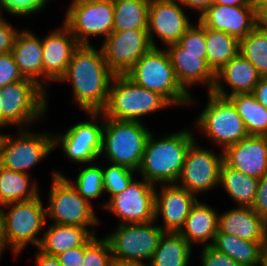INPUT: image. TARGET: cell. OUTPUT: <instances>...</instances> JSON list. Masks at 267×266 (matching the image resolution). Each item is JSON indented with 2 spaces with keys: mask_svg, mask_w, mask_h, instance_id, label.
Masks as SVG:
<instances>
[{
  "mask_svg": "<svg viewBox=\"0 0 267 266\" xmlns=\"http://www.w3.org/2000/svg\"><path fill=\"white\" fill-rule=\"evenodd\" d=\"M113 76L102 49L96 50L91 43L79 45L58 82H71L73 103L85 113H101L107 105Z\"/></svg>",
  "mask_w": 267,
  "mask_h": 266,
  "instance_id": "1",
  "label": "cell"
},
{
  "mask_svg": "<svg viewBox=\"0 0 267 266\" xmlns=\"http://www.w3.org/2000/svg\"><path fill=\"white\" fill-rule=\"evenodd\" d=\"M191 129L156 138L151 132L137 172L154 185L176 183L190 145L196 140Z\"/></svg>",
  "mask_w": 267,
  "mask_h": 266,
  "instance_id": "2",
  "label": "cell"
},
{
  "mask_svg": "<svg viewBox=\"0 0 267 266\" xmlns=\"http://www.w3.org/2000/svg\"><path fill=\"white\" fill-rule=\"evenodd\" d=\"M126 76L136 85L159 93L172 106L193 105L191 103L195 101L177 81L166 49L153 47L140 57Z\"/></svg>",
  "mask_w": 267,
  "mask_h": 266,
  "instance_id": "3",
  "label": "cell"
},
{
  "mask_svg": "<svg viewBox=\"0 0 267 266\" xmlns=\"http://www.w3.org/2000/svg\"><path fill=\"white\" fill-rule=\"evenodd\" d=\"M142 121L104 117L100 156L112 164L138 170L147 139L151 133Z\"/></svg>",
  "mask_w": 267,
  "mask_h": 266,
  "instance_id": "4",
  "label": "cell"
},
{
  "mask_svg": "<svg viewBox=\"0 0 267 266\" xmlns=\"http://www.w3.org/2000/svg\"><path fill=\"white\" fill-rule=\"evenodd\" d=\"M171 106L162 95L136 85L126 75H114L101 113L106 118L141 121L146 115Z\"/></svg>",
  "mask_w": 267,
  "mask_h": 266,
  "instance_id": "5",
  "label": "cell"
},
{
  "mask_svg": "<svg viewBox=\"0 0 267 266\" xmlns=\"http://www.w3.org/2000/svg\"><path fill=\"white\" fill-rule=\"evenodd\" d=\"M47 92L34 80L23 78L0 89V118L8 126L30 128L45 118Z\"/></svg>",
  "mask_w": 267,
  "mask_h": 266,
  "instance_id": "6",
  "label": "cell"
},
{
  "mask_svg": "<svg viewBox=\"0 0 267 266\" xmlns=\"http://www.w3.org/2000/svg\"><path fill=\"white\" fill-rule=\"evenodd\" d=\"M2 207L6 244L13 255L22 253L29 243L38 248L42 238L37 236L47 225L46 208L40 195L32 200L11 202Z\"/></svg>",
  "mask_w": 267,
  "mask_h": 266,
  "instance_id": "7",
  "label": "cell"
},
{
  "mask_svg": "<svg viewBox=\"0 0 267 266\" xmlns=\"http://www.w3.org/2000/svg\"><path fill=\"white\" fill-rule=\"evenodd\" d=\"M51 188L49 189L46 220L55 224L79 226H99V218L93 205L83 198L68 178L59 171L52 172Z\"/></svg>",
  "mask_w": 267,
  "mask_h": 266,
  "instance_id": "8",
  "label": "cell"
},
{
  "mask_svg": "<svg viewBox=\"0 0 267 266\" xmlns=\"http://www.w3.org/2000/svg\"><path fill=\"white\" fill-rule=\"evenodd\" d=\"M208 103L196 119V128L203 136L221 146L223 151L230 145L249 136L242 118L229 98L208 92Z\"/></svg>",
  "mask_w": 267,
  "mask_h": 266,
  "instance_id": "9",
  "label": "cell"
},
{
  "mask_svg": "<svg viewBox=\"0 0 267 266\" xmlns=\"http://www.w3.org/2000/svg\"><path fill=\"white\" fill-rule=\"evenodd\" d=\"M32 129H19L16 136L4 134L0 148V165L23 174L38 165L55 150L53 133H34Z\"/></svg>",
  "mask_w": 267,
  "mask_h": 266,
  "instance_id": "10",
  "label": "cell"
},
{
  "mask_svg": "<svg viewBox=\"0 0 267 266\" xmlns=\"http://www.w3.org/2000/svg\"><path fill=\"white\" fill-rule=\"evenodd\" d=\"M63 24L80 45H90L89 38L113 32V0H75L67 8Z\"/></svg>",
  "mask_w": 267,
  "mask_h": 266,
  "instance_id": "11",
  "label": "cell"
},
{
  "mask_svg": "<svg viewBox=\"0 0 267 266\" xmlns=\"http://www.w3.org/2000/svg\"><path fill=\"white\" fill-rule=\"evenodd\" d=\"M156 221L136 224H118L114 232L104 236L111 247L113 259L141 262L151 260L164 231Z\"/></svg>",
  "mask_w": 267,
  "mask_h": 266,
  "instance_id": "12",
  "label": "cell"
},
{
  "mask_svg": "<svg viewBox=\"0 0 267 266\" xmlns=\"http://www.w3.org/2000/svg\"><path fill=\"white\" fill-rule=\"evenodd\" d=\"M86 114L90 117L88 121L76 123L64 134L53 133V138L54 148L61 147L69 160L89 165L97 162L100 156L104 115L102 113Z\"/></svg>",
  "mask_w": 267,
  "mask_h": 266,
  "instance_id": "13",
  "label": "cell"
},
{
  "mask_svg": "<svg viewBox=\"0 0 267 266\" xmlns=\"http://www.w3.org/2000/svg\"><path fill=\"white\" fill-rule=\"evenodd\" d=\"M215 153L194 141L187 150L176 184L196 196L219 186L223 152Z\"/></svg>",
  "mask_w": 267,
  "mask_h": 266,
  "instance_id": "14",
  "label": "cell"
},
{
  "mask_svg": "<svg viewBox=\"0 0 267 266\" xmlns=\"http://www.w3.org/2000/svg\"><path fill=\"white\" fill-rule=\"evenodd\" d=\"M156 185L132 180L128 187L103 203V208L120 219L119 224L146 223L155 220Z\"/></svg>",
  "mask_w": 267,
  "mask_h": 266,
  "instance_id": "15",
  "label": "cell"
},
{
  "mask_svg": "<svg viewBox=\"0 0 267 266\" xmlns=\"http://www.w3.org/2000/svg\"><path fill=\"white\" fill-rule=\"evenodd\" d=\"M100 47L114 75H126L140 57L153 48L148 31L138 29L113 31Z\"/></svg>",
  "mask_w": 267,
  "mask_h": 266,
  "instance_id": "16",
  "label": "cell"
},
{
  "mask_svg": "<svg viewBox=\"0 0 267 266\" xmlns=\"http://www.w3.org/2000/svg\"><path fill=\"white\" fill-rule=\"evenodd\" d=\"M179 0H150L148 10L149 38L154 48V35L165 45L176 44L193 25Z\"/></svg>",
  "mask_w": 267,
  "mask_h": 266,
  "instance_id": "17",
  "label": "cell"
},
{
  "mask_svg": "<svg viewBox=\"0 0 267 266\" xmlns=\"http://www.w3.org/2000/svg\"><path fill=\"white\" fill-rule=\"evenodd\" d=\"M161 191L155 190V220L162 216L164 232L179 233L183 228L191 208L198 201L195 194L176 183L161 184Z\"/></svg>",
  "mask_w": 267,
  "mask_h": 266,
  "instance_id": "18",
  "label": "cell"
},
{
  "mask_svg": "<svg viewBox=\"0 0 267 266\" xmlns=\"http://www.w3.org/2000/svg\"><path fill=\"white\" fill-rule=\"evenodd\" d=\"M53 30L42 39L43 89L47 92V80L58 82L65 74L78 41L64 25Z\"/></svg>",
  "mask_w": 267,
  "mask_h": 266,
  "instance_id": "19",
  "label": "cell"
},
{
  "mask_svg": "<svg viewBox=\"0 0 267 266\" xmlns=\"http://www.w3.org/2000/svg\"><path fill=\"white\" fill-rule=\"evenodd\" d=\"M198 21L207 28L223 31L240 41L257 26L256 9L251 6H225L212 3L198 17Z\"/></svg>",
  "mask_w": 267,
  "mask_h": 266,
  "instance_id": "20",
  "label": "cell"
},
{
  "mask_svg": "<svg viewBox=\"0 0 267 266\" xmlns=\"http://www.w3.org/2000/svg\"><path fill=\"white\" fill-rule=\"evenodd\" d=\"M223 162L260 179L267 172V136L249 135L223 151Z\"/></svg>",
  "mask_w": 267,
  "mask_h": 266,
  "instance_id": "21",
  "label": "cell"
},
{
  "mask_svg": "<svg viewBox=\"0 0 267 266\" xmlns=\"http://www.w3.org/2000/svg\"><path fill=\"white\" fill-rule=\"evenodd\" d=\"M170 56L175 76L181 87L188 92V88L196 84L204 85L207 92H211L215 83V73L202 59V54L183 53V49L176 43L165 48ZM188 87V88H187Z\"/></svg>",
  "mask_w": 267,
  "mask_h": 266,
  "instance_id": "22",
  "label": "cell"
},
{
  "mask_svg": "<svg viewBox=\"0 0 267 266\" xmlns=\"http://www.w3.org/2000/svg\"><path fill=\"white\" fill-rule=\"evenodd\" d=\"M260 78L257 69L238 53L215 73V83L211 92L226 98L237 93H252ZM225 83L231 88L230 93L224 88Z\"/></svg>",
  "mask_w": 267,
  "mask_h": 266,
  "instance_id": "23",
  "label": "cell"
},
{
  "mask_svg": "<svg viewBox=\"0 0 267 266\" xmlns=\"http://www.w3.org/2000/svg\"><path fill=\"white\" fill-rule=\"evenodd\" d=\"M218 231L237 238L267 242V222L251 207H234L218 215Z\"/></svg>",
  "mask_w": 267,
  "mask_h": 266,
  "instance_id": "24",
  "label": "cell"
},
{
  "mask_svg": "<svg viewBox=\"0 0 267 266\" xmlns=\"http://www.w3.org/2000/svg\"><path fill=\"white\" fill-rule=\"evenodd\" d=\"M11 53L22 76L43 88L42 39L30 30L19 31Z\"/></svg>",
  "mask_w": 267,
  "mask_h": 266,
  "instance_id": "25",
  "label": "cell"
},
{
  "mask_svg": "<svg viewBox=\"0 0 267 266\" xmlns=\"http://www.w3.org/2000/svg\"><path fill=\"white\" fill-rule=\"evenodd\" d=\"M218 215L215 208L197 201L179 233L191 246L195 243L202 247L212 245L218 232Z\"/></svg>",
  "mask_w": 267,
  "mask_h": 266,
  "instance_id": "26",
  "label": "cell"
},
{
  "mask_svg": "<svg viewBox=\"0 0 267 266\" xmlns=\"http://www.w3.org/2000/svg\"><path fill=\"white\" fill-rule=\"evenodd\" d=\"M48 228V229H46ZM44 229L38 249L45 254L56 256L69 249L84 246L94 235L95 228H84L52 223Z\"/></svg>",
  "mask_w": 267,
  "mask_h": 266,
  "instance_id": "27",
  "label": "cell"
},
{
  "mask_svg": "<svg viewBox=\"0 0 267 266\" xmlns=\"http://www.w3.org/2000/svg\"><path fill=\"white\" fill-rule=\"evenodd\" d=\"M212 246L228 255L240 266H259L267 250V242L247 241L219 231Z\"/></svg>",
  "mask_w": 267,
  "mask_h": 266,
  "instance_id": "28",
  "label": "cell"
},
{
  "mask_svg": "<svg viewBox=\"0 0 267 266\" xmlns=\"http://www.w3.org/2000/svg\"><path fill=\"white\" fill-rule=\"evenodd\" d=\"M192 246L180 233L164 232L148 266H188Z\"/></svg>",
  "mask_w": 267,
  "mask_h": 266,
  "instance_id": "29",
  "label": "cell"
},
{
  "mask_svg": "<svg viewBox=\"0 0 267 266\" xmlns=\"http://www.w3.org/2000/svg\"><path fill=\"white\" fill-rule=\"evenodd\" d=\"M259 179L241 173L224 162L220 169V183L231 199L237 203L236 206L252 207Z\"/></svg>",
  "mask_w": 267,
  "mask_h": 266,
  "instance_id": "30",
  "label": "cell"
},
{
  "mask_svg": "<svg viewBox=\"0 0 267 266\" xmlns=\"http://www.w3.org/2000/svg\"><path fill=\"white\" fill-rule=\"evenodd\" d=\"M207 63L214 73L229 63L240 51V41L223 31L205 26Z\"/></svg>",
  "mask_w": 267,
  "mask_h": 266,
  "instance_id": "31",
  "label": "cell"
},
{
  "mask_svg": "<svg viewBox=\"0 0 267 266\" xmlns=\"http://www.w3.org/2000/svg\"><path fill=\"white\" fill-rule=\"evenodd\" d=\"M30 182V174L12 171L0 165V206L38 197L37 183Z\"/></svg>",
  "mask_w": 267,
  "mask_h": 266,
  "instance_id": "32",
  "label": "cell"
},
{
  "mask_svg": "<svg viewBox=\"0 0 267 266\" xmlns=\"http://www.w3.org/2000/svg\"><path fill=\"white\" fill-rule=\"evenodd\" d=\"M228 98L236 107L249 135L267 136V109L252 93H237Z\"/></svg>",
  "mask_w": 267,
  "mask_h": 266,
  "instance_id": "33",
  "label": "cell"
},
{
  "mask_svg": "<svg viewBox=\"0 0 267 266\" xmlns=\"http://www.w3.org/2000/svg\"><path fill=\"white\" fill-rule=\"evenodd\" d=\"M150 0H113V31L147 30Z\"/></svg>",
  "mask_w": 267,
  "mask_h": 266,
  "instance_id": "34",
  "label": "cell"
},
{
  "mask_svg": "<svg viewBox=\"0 0 267 266\" xmlns=\"http://www.w3.org/2000/svg\"><path fill=\"white\" fill-rule=\"evenodd\" d=\"M258 71L261 77H267V27H255L240 40V51Z\"/></svg>",
  "mask_w": 267,
  "mask_h": 266,
  "instance_id": "35",
  "label": "cell"
},
{
  "mask_svg": "<svg viewBox=\"0 0 267 266\" xmlns=\"http://www.w3.org/2000/svg\"><path fill=\"white\" fill-rule=\"evenodd\" d=\"M75 179L73 182L69 180L70 183L90 203H92L91 200H95L104 194L102 166L95 164L86 166Z\"/></svg>",
  "mask_w": 267,
  "mask_h": 266,
  "instance_id": "36",
  "label": "cell"
},
{
  "mask_svg": "<svg viewBox=\"0 0 267 266\" xmlns=\"http://www.w3.org/2000/svg\"><path fill=\"white\" fill-rule=\"evenodd\" d=\"M103 171L104 193L109 194V198L124 191L134 179L133 175L136 170L123 165L112 164Z\"/></svg>",
  "mask_w": 267,
  "mask_h": 266,
  "instance_id": "37",
  "label": "cell"
},
{
  "mask_svg": "<svg viewBox=\"0 0 267 266\" xmlns=\"http://www.w3.org/2000/svg\"><path fill=\"white\" fill-rule=\"evenodd\" d=\"M113 261L111 247L108 240L98 239L94 235L85 244V253L82 266H111Z\"/></svg>",
  "mask_w": 267,
  "mask_h": 266,
  "instance_id": "38",
  "label": "cell"
},
{
  "mask_svg": "<svg viewBox=\"0 0 267 266\" xmlns=\"http://www.w3.org/2000/svg\"><path fill=\"white\" fill-rule=\"evenodd\" d=\"M177 44L183 49V53L202 54V59H207L205 26L199 21L180 37Z\"/></svg>",
  "mask_w": 267,
  "mask_h": 266,
  "instance_id": "39",
  "label": "cell"
},
{
  "mask_svg": "<svg viewBox=\"0 0 267 266\" xmlns=\"http://www.w3.org/2000/svg\"><path fill=\"white\" fill-rule=\"evenodd\" d=\"M48 0H0V14L2 9L7 13L15 16H30L35 15L45 5H48ZM34 13V14H33Z\"/></svg>",
  "mask_w": 267,
  "mask_h": 266,
  "instance_id": "40",
  "label": "cell"
},
{
  "mask_svg": "<svg viewBox=\"0 0 267 266\" xmlns=\"http://www.w3.org/2000/svg\"><path fill=\"white\" fill-rule=\"evenodd\" d=\"M23 78L13 54L11 52L0 54V89Z\"/></svg>",
  "mask_w": 267,
  "mask_h": 266,
  "instance_id": "41",
  "label": "cell"
},
{
  "mask_svg": "<svg viewBox=\"0 0 267 266\" xmlns=\"http://www.w3.org/2000/svg\"><path fill=\"white\" fill-rule=\"evenodd\" d=\"M200 254L202 266H240L235 260L212 245L202 247Z\"/></svg>",
  "mask_w": 267,
  "mask_h": 266,
  "instance_id": "42",
  "label": "cell"
},
{
  "mask_svg": "<svg viewBox=\"0 0 267 266\" xmlns=\"http://www.w3.org/2000/svg\"><path fill=\"white\" fill-rule=\"evenodd\" d=\"M251 208L267 222V172L258 181L255 200Z\"/></svg>",
  "mask_w": 267,
  "mask_h": 266,
  "instance_id": "43",
  "label": "cell"
},
{
  "mask_svg": "<svg viewBox=\"0 0 267 266\" xmlns=\"http://www.w3.org/2000/svg\"><path fill=\"white\" fill-rule=\"evenodd\" d=\"M19 30L0 17V54L11 52Z\"/></svg>",
  "mask_w": 267,
  "mask_h": 266,
  "instance_id": "44",
  "label": "cell"
},
{
  "mask_svg": "<svg viewBox=\"0 0 267 266\" xmlns=\"http://www.w3.org/2000/svg\"><path fill=\"white\" fill-rule=\"evenodd\" d=\"M85 253V245L69 249L56 255L61 266H82Z\"/></svg>",
  "mask_w": 267,
  "mask_h": 266,
  "instance_id": "45",
  "label": "cell"
},
{
  "mask_svg": "<svg viewBox=\"0 0 267 266\" xmlns=\"http://www.w3.org/2000/svg\"><path fill=\"white\" fill-rule=\"evenodd\" d=\"M252 94L267 109V77H261Z\"/></svg>",
  "mask_w": 267,
  "mask_h": 266,
  "instance_id": "46",
  "label": "cell"
},
{
  "mask_svg": "<svg viewBox=\"0 0 267 266\" xmlns=\"http://www.w3.org/2000/svg\"><path fill=\"white\" fill-rule=\"evenodd\" d=\"M183 7L194 9L199 11L201 16L208 7L213 3V0H179Z\"/></svg>",
  "mask_w": 267,
  "mask_h": 266,
  "instance_id": "47",
  "label": "cell"
},
{
  "mask_svg": "<svg viewBox=\"0 0 267 266\" xmlns=\"http://www.w3.org/2000/svg\"><path fill=\"white\" fill-rule=\"evenodd\" d=\"M35 257V266H61L56 256L45 254L39 249Z\"/></svg>",
  "mask_w": 267,
  "mask_h": 266,
  "instance_id": "48",
  "label": "cell"
},
{
  "mask_svg": "<svg viewBox=\"0 0 267 266\" xmlns=\"http://www.w3.org/2000/svg\"><path fill=\"white\" fill-rule=\"evenodd\" d=\"M257 27H267V2L256 10Z\"/></svg>",
  "mask_w": 267,
  "mask_h": 266,
  "instance_id": "49",
  "label": "cell"
},
{
  "mask_svg": "<svg viewBox=\"0 0 267 266\" xmlns=\"http://www.w3.org/2000/svg\"><path fill=\"white\" fill-rule=\"evenodd\" d=\"M5 248H9L6 244L5 234H4V223H3V215L1 212V206H0V256L2 252L5 250Z\"/></svg>",
  "mask_w": 267,
  "mask_h": 266,
  "instance_id": "50",
  "label": "cell"
},
{
  "mask_svg": "<svg viewBox=\"0 0 267 266\" xmlns=\"http://www.w3.org/2000/svg\"><path fill=\"white\" fill-rule=\"evenodd\" d=\"M213 3L225 6H249L247 0H213Z\"/></svg>",
  "mask_w": 267,
  "mask_h": 266,
  "instance_id": "51",
  "label": "cell"
},
{
  "mask_svg": "<svg viewBox=\"0 0 267 266\" xmlns=\"http://www.w3.org/2000/svg\"><path fill=\"white\" fill-rule=\"evenodd\" d=\"M111 266H148V265L141 262L119 261L113 259Z\"/></svg>",
  "mask_w": 267,
  "mask_h": 266,
  "instance_id": "52",
  "label": "cell"
},
{
  "mask_svg": "<svg viewBox=\"0 0 267 266\" xmlns=\"http://www.w3.org/2000/svg\"><path fill=\"white\" fill-rule=\"evenodd\" d=\"M248 5L254 9H258L262 4H265L267 0H247Z\"/></svg>",
  "mask_w": 267,
  "mask_h": 266,
  "instance_id": "53",
  "label": "cell"
},
{
  "mask_svg": "<svg viewBox=\"0 0 267 266\" xmlns=\"http://www.w3.org/2000/svg\"><path fill=\"white\" fill-rule=\"evenodd\" d=\"M259 266H267V250L266 252L263 254V257H262V260H261V263Z\"/></svg>",
  "mask_w": 267,
  "mask_h": 266,
  "instance_id": "54",
  "label": "cell"
},
{
  "mask_svg": "<svg viewBox=\"0 0 267 266\" xmlns=\"http://www.w3.org/2000/svg\"><path fill=\"white\" fill-rule=\"evenodd\" d=\"M6 125L1 121V118H0V130L1 128H4Z\"/></svg>",
  "mask_w": 267,
  "mask_h": 266,
  "instance_id": "55",
  "label": "cell"
},
{
  "mask_svg": "<svg viewBox=\"0 0 267 266\" xmlns=\"http://www.w3.org/2000/svg\"><path fill=\"white\" fill-rule=\"evenodd\" d=\"M3 136H4V133H0V148H1V142H2V139H3Z\"/></svg>",
  "mask_w": 267,
  "mask_h": 266,
  "instance_id": "56",
  "label": "cell"
}]
</instances>
